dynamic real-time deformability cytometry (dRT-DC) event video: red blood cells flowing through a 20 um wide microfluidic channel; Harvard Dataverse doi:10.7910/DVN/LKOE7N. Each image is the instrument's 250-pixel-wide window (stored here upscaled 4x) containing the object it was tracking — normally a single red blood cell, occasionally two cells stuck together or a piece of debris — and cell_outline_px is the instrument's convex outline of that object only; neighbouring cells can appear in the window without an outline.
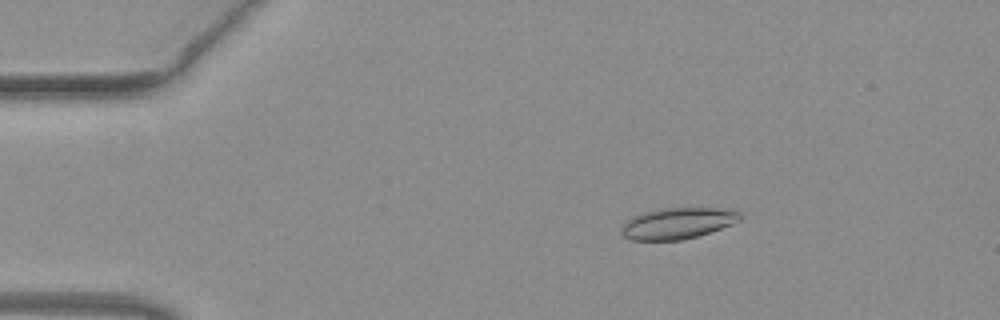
{"species": "common noctule bat (a hibernating species)", "species_latin": "Nyctalus noctula", "temperature_condition": "warm", "stored_images_in_passage": 25, "camera_frame_rate_fps": 3000, "um_per_image_px": 0.085, "animal": {"sex": "female", "body_mass_g": 19.3, "forearm_length_mm": 54.1}, "frame": {"image": 1, "passage_image": 3, "time_ms": 0.667, "image_size_px": [1000, 320], "cell_outline_px": [[744, 216], [740, 220], [732, 224], [684, 240], [628, 240], [620, 232], [620, 228], [628, 220], [644, 212], [660, 208], [720, 208], [740, 212]], "centroid_in_image_um": [57.59, 18.98], "position_along_channel_um": 27.4, "area_um2": 21.44}}
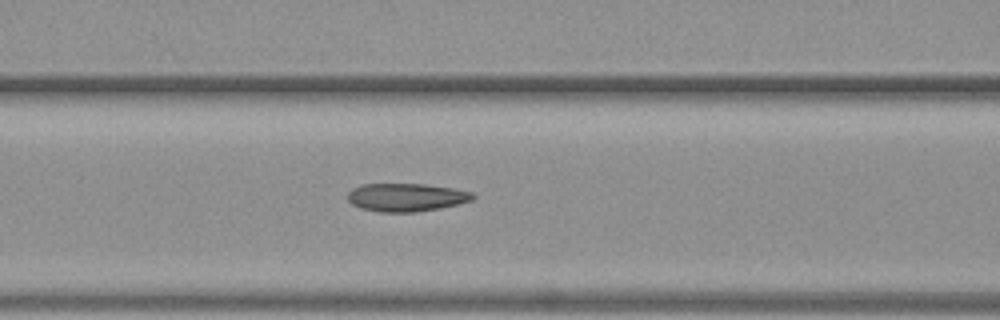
{"frame": {"image": 2, "passage_image": 16, "time_ms": 5.0, "image_size_px": [1000, 320], "cell_outline_px": [[476, 196], [472, 200], [440, 208], [416, 212], [380, 212], [360, 208], [352, 204], [348, 200], [348, 192], [352, 188], [364, 184], [424, 184], [452, 188], [472, 192]], "centroid_in_image_um": [34.51, 16.77], "position_along_channel_um": 132.1, "area_um2": 20.46}}
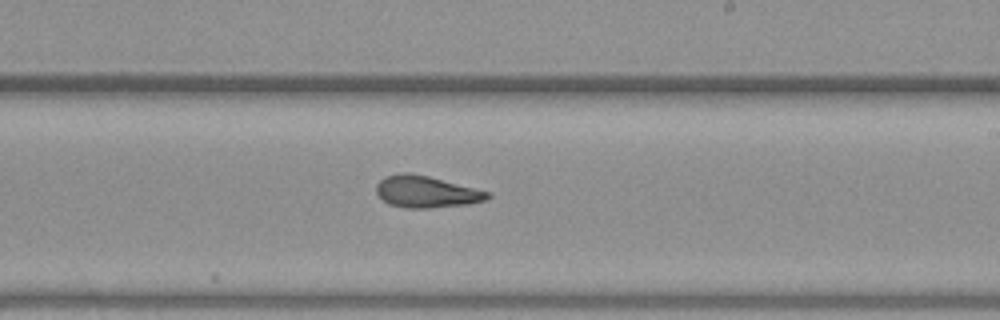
{"frame": {"image": 3, "passage_image": 25, "time_ms": 8.0, "image_size_px": [1000, 320], "cell_outline_px": [[492, 196], [484, 200], [468, 204], [428, 208], [404, 208], [388, 204], [376, 192], [376, 184], [384, 176], [404, 172], [408, 172], [428, 176], [492, 192]], "centroid_in_image_um": [36.23, 16.3], "position_along_channel_um": 252.8, "area_um2": 20.63}}